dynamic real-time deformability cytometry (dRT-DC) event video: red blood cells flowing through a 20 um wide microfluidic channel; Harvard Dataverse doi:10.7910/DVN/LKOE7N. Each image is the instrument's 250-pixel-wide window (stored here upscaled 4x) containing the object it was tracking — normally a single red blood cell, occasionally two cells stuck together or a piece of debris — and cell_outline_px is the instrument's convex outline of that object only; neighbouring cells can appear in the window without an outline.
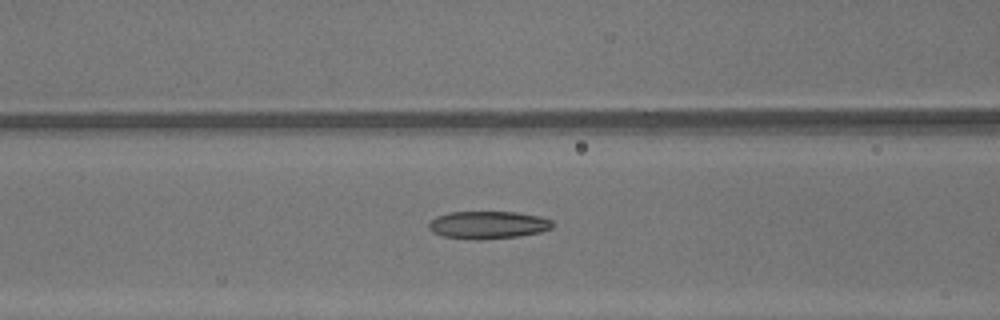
{"species": "common noctule bat (a hibernating species)", "species_latin": "Nyctalus noctula", "temperature_condition": "warm", "stored_images_in_passage": 48, "camera_frame_rate_fps": 3000, "um_per_image_px": 0.085, "animal": {"sex": "male", "body_mass_g": 13.3}, "frame": {"image": 1, "passage_image": 21, "time_ms": 6.667, "image_size_px": [1000, 320], "cell_outline_px": [[552, 228], [540, 232], [520, 236], [444, 236], [432, 232], [428, 228], [428, 224], [436, 216], [448, 212], [516, 212], [540, 216], [552, 220]], "centroid_in_image_um": [41.51, 19.05], "position_along_channel_um": 125.1, "area_um2": 18.84}}
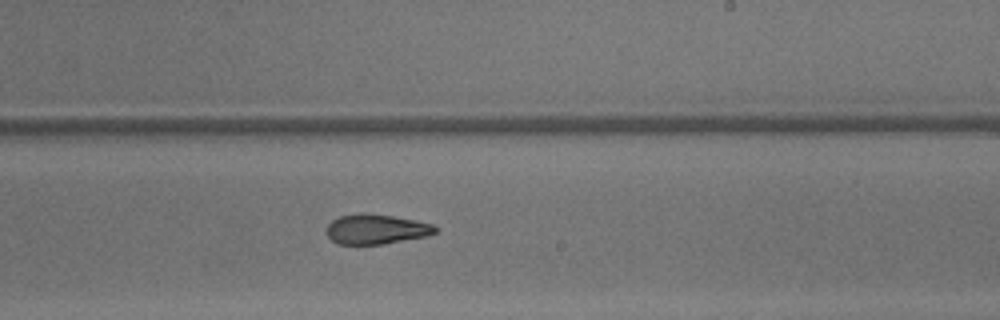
{"frame": {"image": 2, "passage_image": 30, "time_ms": 9.667, "image_size_px": [1000, 320], "cell_outline_px": [[440, 228], [436, 232], [428, 236], [384, 244], [340, 244], [332, 240], [328, 236], [328, 224], [332, 220], [340, 216], [360, 212], [368, 212], [416, 220], [432, 224]], "centroid_in_image_um": [32.02, 19.47], "position_along_channel_um": 257.0, "area_um2": 19.07}}
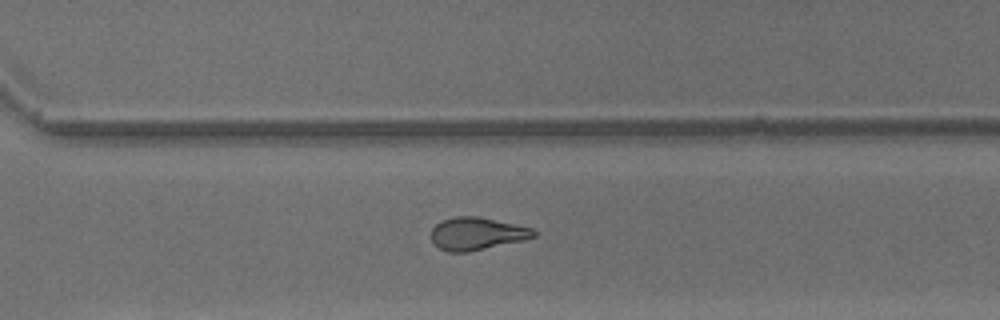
{"frame": {"image": 3, "passage_image": 35, "time_ms": 11.333, "image_size_px": [1000, 320], "cell_outline_px": [[536, 236], [524, 240], [468, 252], [448, 252], [440, 248], [432, 240], [432, 228], [436, 224], [444, 220], [456, 216], [476, 216], [516, 224], [532, 228], [536, 232]], "centroid_in_image_um": [40.55, 19.86], "position_along_channel_um": 330.0, "area_um2": 19.31}, "authors_computed_cell_mechanics": {"area_um2": 20.1722, "velocity_mm_per_s": 4.4063, "shape_relaxation_time_tau1_ms": 7.4122, "shape_relaxation_time_tau2_ms": 1.6413, "deformation_change_tau1": 0.2217, "deformation_change_tau2": 0.1036}}